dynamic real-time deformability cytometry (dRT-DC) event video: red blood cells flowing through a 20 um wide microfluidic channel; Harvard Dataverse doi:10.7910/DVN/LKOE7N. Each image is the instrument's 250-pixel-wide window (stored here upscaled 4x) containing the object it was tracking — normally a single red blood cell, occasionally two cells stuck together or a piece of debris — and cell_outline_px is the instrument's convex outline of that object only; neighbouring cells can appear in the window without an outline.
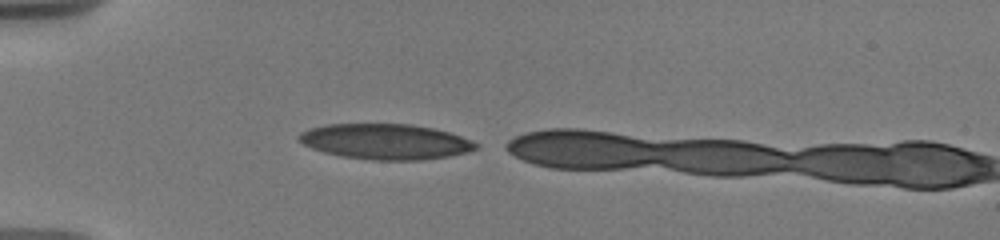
{"species": "human", "species_latin": "Homo sapiens", "temperature_condition": "warm", "stored_images_in_passage": 6, "camera_frame_rate_fps": 3000, "um_per_image_px": 0.085, "donor": {"sex": "male"}, "frame": {"image": 1, "passage_image": 1, "time_ms": 0.0, "image_size_px": [1000, 240], "cell_outline_px": [[480, 148], [468, 152], [448, 156], [420, 160], [372, 160], [340, 156], [324, 152], [312, 148], [296, 140], [296, 136], [300, 132], [308, 128], [328, 124], [412, 124], [432, 128], [448, 132], [472, 140], [480, 144]], "centroid_in_image_um": [32.75, 12.03], "position_along_channel_um": 52.2, "area_um2": 36.82}}